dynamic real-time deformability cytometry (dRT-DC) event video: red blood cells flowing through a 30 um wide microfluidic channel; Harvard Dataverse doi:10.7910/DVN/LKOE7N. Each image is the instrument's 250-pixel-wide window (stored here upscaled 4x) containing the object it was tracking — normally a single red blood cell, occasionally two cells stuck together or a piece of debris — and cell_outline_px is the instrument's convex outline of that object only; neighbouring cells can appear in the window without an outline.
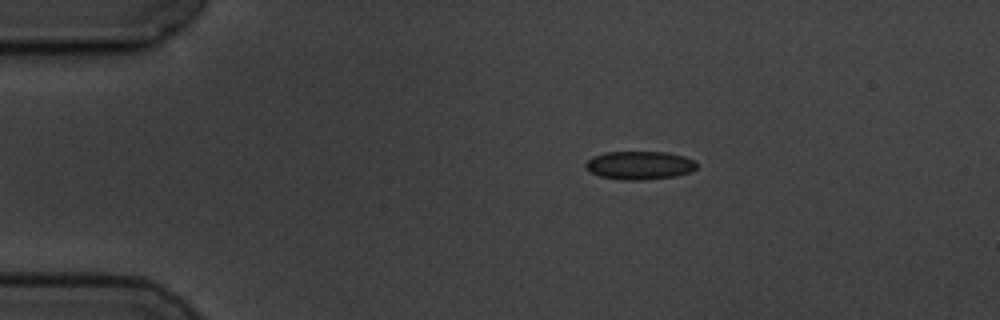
{"species": "common noctule bat (a hibernating species)", "species_latin": "Nyctalus noctula", "temperature_condition": "cold", "stored_images_in_passage": 6, "camera_frame_rate_fps": 3000, "um_per_image_px": 0.085, "animal": {"sex": "male", "body_mass_g": 19.5, "forearm_length_mm": 54.6}, "frame": {"image": 1, "passage_image": 1, "time_ms": 0.0, "image_size_px": [1000, 320], "cell_outline_px": [[696, 168], [692, 172], [676, 176], [644, 180], [620, 180], [600, 176], [592, 172], [584, 164], [592, 156], [604, 152], [668, 152], [684, 156], [696, 160]], "centroid_in_image_um": [54.4, 14.05], "position_along_channel_um": 30.6, "area_um2": 18.5}}
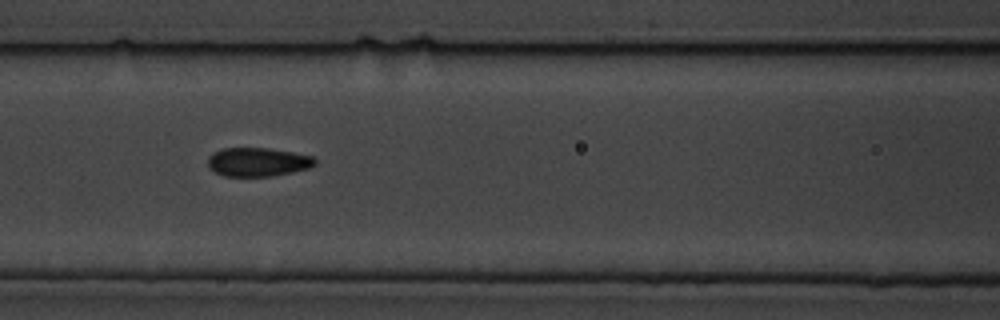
{"frame": {"image": 2, "passage_image": 5, "time_ms": 4.667, "image_size_px": [1000, 320], "cell_outline_px": [[316, 164], [308, 168], [292, 172], [272, 176], [224, 176], [208, 168], [208, 156], [212, 152], [224, 148], [268, 148], [292, 152], [312, 156], [316, 160]], "centroid_in_image_um": [21.88, 13.76], "position_along_channel_um": 144.7, "area_um2": 17.98}}
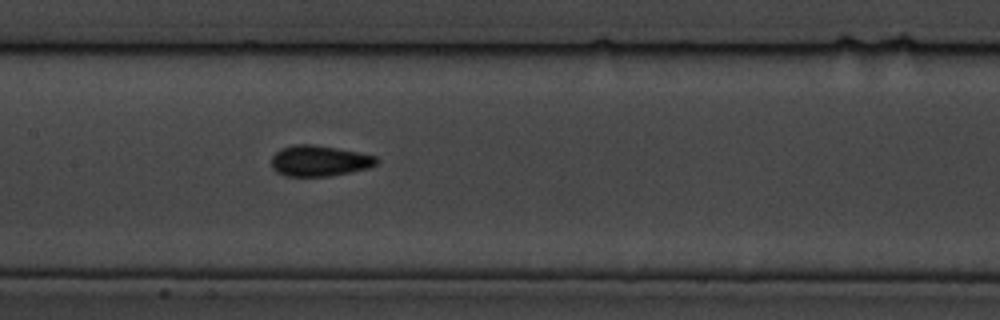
{"frame": {"image": 3, "passage_image": 6, "time_ms": 5.667, "image_size_px": [1000, 320], "cell_outline_px": [[380, 164], [368, 168], [328, 176], [284, 176], [276, 172], [272, 168], [272, 156], [280, 148], [296, 144], [312, 144], [336, 148], [376, 156], [380, 160]], "centroid_in_image_um": [27.14, 13.67], "position_along_channel_um": 180.3, "area_um2": 18.9}}